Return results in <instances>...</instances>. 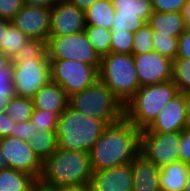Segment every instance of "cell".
Here are the masks:
<instances>
[{
    "label": "cell",
    "mask_w": 190,
    "mask_h": 191,
    "mask_svg": "<svg viewBox=\"0 0 190 191\" xmlns=\"http://www.w3.org/2000/svg\"><path fill=\"white\" fill-rule=\"evenodd\" d=\"M38 181L30 174L8 167L0 168V191H32Z\"/></svg>",
    "instance_id": "22"
},
{
    "label": "cell",
    "mask_w": 190,
    "mask_h": 191,
    "mask_svg": "<svg viewBox=\"0 0 190 191\" xmlns=\"http://www.w3.org/2000/svg\"><path fill=\"white\" fill-rule=\"evenodd\" d=\"M11 61L16 96L32 99L41 87L51 81L47 42L29 41Z\"/></svg>",
    "instance_id": "2"
},
{
    "label": "cell",
    "mask_w": 190,
    "mask_h": 191,
    "mask_svg": "<svg viewBox=\"0 0 190 191\" xmlns=\"http://www.w3.org/2000/svg\"><path fill=\"white\" fill-rule=\"evenodd\" d=\"M32 100L34 109L52 111L58 116L66 110L69 104V97L63 88L52 81L41 87Z\"/></svg>",
    "instance_id": "19"
},
{
    "label": "cell",
    "mask_w": 190,
    "mask_h": 191,
    "mask_svg": "<svg viewBox=\"0 0 190 191\" xmlns=\"http://www.w3.org/2000/svg\"><path fill=\"white\" fill-rule=\"evenodd\" d=\"M84 32L100 58L111 53V30L86 25Z\"/></svg>",
    "instance_id": "26"
},
{
    "label": "cell",
    "mask_w": 190,
    "mask_h": 191,
    "mask_svg": "<svg viewBox=\"0 0 190 191\" xmlns=\"http://www.w3.org/2000/svg\"><path fill=\"white\" fill-rule=\"evenodd\" d=\"M172 80L180 93L190 91V59L176 57L172 61Z\"/></svg>",
    "instance_id": "28"
},
{
    "label": "cell",
    "mask_w": 190,
    "mask_h": 191,
    "mask_svg": "<svg viewBox=\"0 0 190 191\" xmlns=\"http://www.w3.org/2000/svg\"><path fill=\"white\" fill-rule=\"evenodd\" d=\"M5 167L32 175L37 181L42 173V163L34 155L30 143L11 136L0 138Z\"/></svg>",
    "instance_id": "11"
},
{
    "label": "cell",
    "mask_w": 190,
    "mask_h": 191,
    "mask_svg": "<svg viewBox=\"0 0 190 191\" xmlns=\"http://www.w3.org/2000/svg\"><path fill=\"white\" fill-rule=\"evenodd\" d=\"M140 146L141 130L125 117L108 125L89 152L92 171L131 163L140 153Z\"/></svg>",
    "instance_id": "1"
},
{
    "label": "cell",
    "mask_w": 190,
    "mask_h": 191,
    "mask_svg": "<svg viewBox=\"0 0 190 191\" xmlns=\"http://www.w3.org/2000/svg\"><path fill=\"white\" fill-rule=\"evenodd\" d=\"M34 106L31 98L15 96L10 99L5 113L15 122L30 120Z\"/></svg>",
    "instance_id": "27"
},
{
    "label": "cell",
    "mask_w": 190,
    "mask_h": 191,
    "mask_svg": "<svg viewBox=\"0 0 190 191\" xmlns=\"http://www.w3.org/2000/svg\"><path fill=\"white\" fill-rule=\"evenodd\" d=\"M179 90L173 80L140 87L124 105V117L139 130L146 129Z\"/></svg>",
    "instance_id": "5"
},
{
    "label": "cell",
    "mask_w": 190,
    "mask_h": 191,
    "mask_svg": "<svg viewBox=\"0 0 190 191\" xmlns=\"http://www.w3.org/2000/svg\"><path fill=\"white\" fill-rule=\"evenodd\" d=\"M93 171L90 155L83 151L60 148L42 164L38 183L46 188L90 186Z\"/></svg>",
    "instance_id": "3"
},
{
    "label": "cell",
    "mask_w": 190,
    "mask_h": 191,
    "mask_svg": "<svg viewBox=\"0 0 190 191\" xmlns=\"http://www.w3.org/2000/svg\"><path fill=\"white\" fill-rule=\"evenodd\" d=\"M11 23L31 40L49 39L51 9L24 4Z\"/></svg>",
    "instance_id": "13"
},
{
    "label": "cell",
    "mask_w": 190,
    "mask_h": 191,
    "mask_svg": "<svg viewBox=\"0 0 190 191\" xmlns=\"http://www.w3.org/2000/svg\"><path fill=\"white\" fill-rule=\"evenodd\" d=\"M31 39L12 23L7 29H4L3 43L0 45V51L12 60L17 52L27 44Z\"/></svg>",
    "instance_id": "25"
},
{
    "label": "cell",
    "mask_w": 190,
    "mask_h": 191,
    "mask_svg": "<svg viewBox=\"0 0 190 191\" xmlns=\"http://www.w3.org/2000/svg\"><path fill=\"white\" fill-rule=\"evenodd\" d=\"M23 5V0H0V18L11 21Z\"/></svg>",
    "instance_id": "35"
},
{
    "label": "cell",
    "mask_w": 190,
    "mask_h": 191,
    "mask_svg": "<svg viewBox=\"0 0 190 191\" xmlns=\"http://www.w3.org/2000/svg\"><path fill=\"white\" fill-rule=\"evenodd\" d=\"M59 116L52 111L33 109L30 121L34 123L37 129L44 130H55Z\"/></svg>",
    "instance_id": "33"
},
{
    "label": "cell",
    "mask_w": 190,
    "mask_h": 191,
    "mask_svg": "<svg viewBox=\"0 0 190 191\" xmlns=\"http://www.w3.org/2000/svg\"><path fill=\"white\" fill-rule=\"evenodd\" d=\"M186 127V102L184 93H179L165 105L155 120L141 132H178Z\"/></svg>",
    "instance_id": "16"
},
{
    "label": "cell",
    "mask_w": 190,
    "mask_h": 191,
    "mask_svg": "<svg viewBox=\"0 0 190 191\" xmlns=\"http://www.w3.org/2000/svg\"><path fill=\"white\" fill-rule=\"evenodd\" d=\"M140 87L172 80V61L156 51L133 54Z\"/></svg>",
    "instance_id": "14"
},
{
    "label": "cell",
    "mask_w": 190,
    "mask_h": 191,
    "mask_svg": "<svg viewBox=\"0 0 190 191\" xmlns=\"http://www.w3.org/2000/svg\"><path fill=\"white\" fill-rule=\"evenodd\" d=\"M15 122L5 113L0 111V138L11 136Z\"/></svg>",
    "instance_id": "39"
},
{
    "label": "cell",
    "mask_w": 190,
    "mask_h": 191,
    "mask_svg": "<svg viewBox=\"0 0 190 191\" xmlns=\"http://www.w3.org/2000/svg\"><path fill=\"white\" fill-rule=\"evenodd\" d=\"M15 96L12 68H0V107L3 111L7 108L10 99Z\"/></svg>",
    "instance_id": "31"
},
{
    "label": "cell",
    "mask_w": 190,
    "mask_h": 191,
    "mask_svg": "<svg viewBox=\"0 0 190 191\" xmlns=\"http://www.w3.org/2000/svg\"><path fill=\"white\" fill-rule=\"evenodd\" d=\"M154 51L173 61L178 52V38L164 35H152Z\"/></svg>",
    "instance_id": "30"
},
{
    "label": "cell",
    "mask_w": 190,
    "mask_h": 191,
    "mask_svg": "<svg viewBox=\"0 0 190 191\" xmlns=\"http://www.w3.org/2000/svg\"><path fill=\"white\" fill-rule=\"evenodd\" d=\"M107 126L104 120L83 115L68 106L56 124L57 148L89 153Z\"/></svg>",
    "instance_id": "4"
},
{
    "label": "cell",
    "mask_w": 190,
    "mask_h": 191,
    "mask_svg": "<svg viewBox=\"0 0 190 191\" xmlns=\"http://www.w3.org/2000/svg\"><path fill=\"white\" fill-rule=\"evenodd\" d=\"M32 191H53L52 189L46 188L39 183L32 189Z\"/></svg>",
    "instance_id": "47"
},
{
    "label": "cell",
    "mask_w": 190,
    "mask_h": 191,
    "mask_svg": "<svg viewBox=\"0 0 190 191\" xmlns=\"http://www.w3.org/2000/svg\"><path fill=\"white\" fill-rule=\"evenodd\" d=\"M187 0H151L153 10L158 12H182Z\"/></svg>",
    "instance_id": "34"
},
{
    "label": "cell",
    "mask_w": 190,
    "mask_h": 191,
    "mask_svg": "<svg viewBox=\"0 0 190 191\" xmlns=\"http://www.w3.org/2000/svg\"><path fill=\"white\" fill-rule=\"evenodd\" d=\"M29 143L34 155L43 164L57 150L55 130L37 129L30 137Z\"/></svg>",
    "instance_id": "24"
},
{
    "label": "cell",
    "mask_w": 190,
    "mask_h": 191,
    "mask_svg": "<svg viewBox=\"0 0 190 191\" xmlns=\"http://www.w3.org/2000/svg\"><path fill=\"white\" fill-rule=\"evenodd\" d=\"M115 15L111 31L135 33L149 21L153 13L151 0H111Z\"/></svg>",
    "instance_id": "12"
},
{
    "label": "cell",
    "mask_w": 190,
    "mask_h": 191,
    "mask_svg": "<svg viewBox=\"0 0 190 191\" xmlns=\"http://www.w3.org/2000/svg\"><path fill=\"white\" fill-rule=\"evenodd\" d=\"M183 191H190V172L188 174L187 182Z\"/></svg>",
    "instance_id": "49"
},
{
    "label": "cell",
    "mask_w": 190,
    "mask_h": 191,
    "mask_svg": "<svg viewBox=\"0 0 190 191\" xmlns=\"http://www.w3.org/2000/svg\"><path fill=\"white\" fill-rule=\"evenodd\" d=\"M59 0H23L26 5H34L52 9Z\"/></svg>",
    "instance_id": "40"
},
{
    "label": "cell",
    "mask_w": 190,
    "mask_h": 191,
    "mask_svg": "<svg viewBox=\"0 0 190 191\" xmlns=\"http://www.w3.org/2000/svg\"><path fill=\"white\" fill-rule=\"evenodd\" d=\"M176 57L190 59V28H186L178 38V52Z\"/></svg>",
    "instance_id": "38"
},
{
    "label": "cell",
    "mask_w": 190,
    "mask_h": 191,
    "mask_svg": "<svg viewBox=\"0 0 190 191\" xmlns=\"http://www.w3.org/2000/svg\"><path fill=\"white\" fill-rule=\"evenodd\" d=\"M182 16H183L186 28H190V0L186 1V4L184 5L182 9Z\"/></svg>",
    "instance_id": "41"
},
{
    "label": "cell",
    "mask_w": 190,
    "mask_h": 191,
    "mask_svg": "<svg viewBox=\"0 0 190 191\" xmlns=\"http://www.w3.org/2000/svg\"><path fill=\"white\" fill-rule=\"evenodd\" d=\"M10 24V20L0 18V45L3 43L4 29H7Z\"/></svg>",
    "instance_id": "44"
},
{
    "label": "cell",
    "mask_w": 190,
    "mask_h": 191,
    "mask_svg": "<svg viewBox=\"0 0 190 191\" xmlns=\"http://www.w3.org/2000/svg\"><path fill=\"white\" fill-rule=\"evenodd\" d=\"M2 167H5V158H4V155L2 153L1 146H0V168H2Z\"/></svg>",
    "instance_id": "48"
},
{
    "label": "cell",
    "mask_w": 190,
    "mask_h": 191,
    "mask_svg": "<svg viewBox=\"0 0 190 191\" xmlns=\"http://www.w3.org/2000/svg\"><path fill=\"white\" fill-rule=\"evenodd\" d=\"M68 1L77 6L78 8H80L81 10L85 11L96 0H68Z\"/></svg>",
    "instance_id": "43"
},
{
    "label": "cell",
    "mask_w": 190,
    "mask_h": 191,
    "mask_svg": "<svg viewBox=\"0 0 190 191\" xmlns=\"http://www.w3.org/2000/svg\"><path fill=\"white\" fill-rule=\"evenodd\" d=\"M53 191H91L90 186H66V187H57L52 189Z\"/></svg>",
    "instance_id": "42"
},
{
    "label": "cell",
    "mask_w": 190,
    "mask_h": 191,
    "mask_svg": "<svg viewBox=\"0 0 190 191\" xmlns=\"http://www.w3.org/2000/svg\"><path fill=\"white\" fill-rule=\"evenodd\" d=\"M99 80L125 105L140 88L133 54L110 53L101 58Z\"/></svg>",
    "instance_id": "7"
},
{
    "label": "cell",
    "mask_w": 190,
    "mask_h": 191,
    "mask_svg": "<svg viewBox=\"0 0 190 191\" xmlns=\"http://www.w3.org/2000/svg\"><path fill=\"white\" fill-rule=\"evenodd\" d=\"M51 81L59 84L68 97L99 80L98 69L80 61L50 60Z\"/></svg>",
    "instance_id": "9"
},
{
    "label": "cell",
    "mask_w": 190,
    "mask_h": 191,
    "mask_svg": "<svg viewBox=\"0 0 190 191\" xmlns=\"http://www.w3.org/2000/svg\"><path fill=\"white\" fill-rule=\"evenodd\" d=\"M134 33L111 31V53L132 54Z\"/></svg>",
    "instance_id": "32"
},
{
    "label": "cell",
    "mask_w": 190,
    "mask_h": 191,
    "mask_svg": "<svg viewBox=\"0 0 190 191\" xmlns=\"http://www.w3.org/2000/svg\"><path fill=\"white\" fill-rule=\"evenodd\" d=\"M187 111V126L190 127V91L184 93Z\"/></svg>",
    "instance_id": "46"
},
{
    "label": "cell",
    "mask_w": 190,
    "mask_h": 191,
    "mask_svg": "<svg viewBox=\"0 0 190 191\" xmlns=\"http://www.w3.org/2000/svg\"><path fill=\"white\" fill-rule=\"evenodd\" d=\"M181 131L141 132L140 153L158 167L180 161Z\"/></svg>",
    "instance_id": "10"
},
{
    "label": "cell",
    "mask_w": 190,
    "mask_h": 191,
    "mask_svg": "<svg viewBox=\"0 0 190 191\" xmlns=\"http://www.w3.org/2000/svg\"><path fill=\"white\" fill-rule=\"evenodd\" d=\"M115 15L111 0H96L84 11L86 25L110 30Z\"/></svg>",
    "instance_id": "23"
},
{
    "label": "cell",
    "mask_w": 190,
    "mask_h": 191,
    "mask_svg": "<svg viewBox=\"0 0 190 191\" xmlns=\"http://www.w3.org/2000/svg\"><path fill=\"white\" fill-rule=\"evenodd\" d=\"M180 161L190 166V127H186L181 131L180 139Z\"/></svg>",
    "instance_id": "37"
},
{
    "label": "cell",
    "mask_w": 190,
    "mask_h": 191,
    "mask_svg": "<svg viewBox=\"0 0 190 191\" xmlns=\"http://www.w3.org/2000/svg\"><path fill=\"white\" fill-rule=\"evenodd\" d=\"M91 191H133L131 163L93 172Z\"/></svg>",
    "instance_id": "17"
},
{
    "label": "cell",
    "mask_w": 190,
    "mask_h": 191,
    "mask_svg": "<svg viewBox=\"0 0 190 191\" xmlns=\"http://www.w3.org/2000/svg\"><path fill=\"white\" fill-rule=\"evenodd\" d=\"M190 166L182 161L160 168L161 191H183L187 182Z\"/></svg>",
    "instance_id": "21"
},
{
    "label": "cell",
    "mask_w": 190,
    "mask_h": 191,
    "mask_svg": "<svg viewBox=\"0 0 190 191\" xmlns=\"http://www.w3.org/2000/svg\"><path fill=\"white\" fill-rule=\"evenodd\" d=\"M36 130L37 127L30 120L18 122L15 123L13 131H11V137L29 142L30 137Z\"/></svg>",
    "instance_id": "36"
},
{
    "label": "cell",
    "mask_w": 190,
    "mask_h": 191,
    "mask_svg": "<svg viewBox=\"0 0 190 191\" xmlns=\"http://www.w3.org/2000/svg\"><path fill=\"white\" fill-rule=\"evenodd\" d=\"M85 27L84 11L68 0H59L51 9L49 37L76 34Z\"/></svg>",
    "instance_id": "15"
},
{
    "label": "cell",
    "mask_w": 190,
    "mask_h": 191,
    "mask_svg": "<svg viewBox=\"0 0 190 191\" xmlns=\"http://www.w3.org/2000/svg\"><path fill=\"white\" fill-rule=\"evenodd\" d=\"M133 191H161L160 167L139 153L131 162Z\"/></svg>",
    "instance_id": "18"
},
{
    "label": "cell",
    "mask_w": 190,
    "mask_h": 191,
    "mask_svg": "<svg viewBox=\"0 0 190 191\" xmlns=\"http://www.w3.org/2000/svg\"><path fill=\"white\" fill-rule=\"evenodd\" d=\"M147 24L153 35H164L179 38L186 26L182 12H158L153 10Z\"/></svg>",
    "instance_id": "20"
},
{
    "label": "cell",
    "mask_w": 190,
    "mask_h": 191,
    "mask_svg": "<svg viewBox=\"0 0 190 191\" xmlns=\"http://www.w3.org/2000/svg\"><path fill=\"white\" fill-rule=\"evenodd\" d=\"M152 35L153 31L147 23L138 29L133 35L132 54H143L154 51Z\"/></svg>",
    "instance_id": "29"
},
{
    "label": "cell",
    "mask_w": 190,
    "mask_h": 191,
    "mask_svg": "<svg viewBox=\"0 0 190 191\" xmlns=\"http://www.w3.org/2000/svg\"><path fill=\"white\" fill-rule=\"evenodd\" d=\"M0 68H12V61L0 51Z\"/></svg>",
    "instance_id": "45"
},
{
    "label": "cell",
    "mask_w": 190,
    "mask_h": 191,
    "mask_svg": "<svg viewBox=\"0 0 190 191\" xmlns=\"http://www.w3.org/2000/svg\"><path fill=\"white\" fill-rule=\"evenodd\" d=\"M68 106L89 117L104 120L108 125L124 118V105L100 80L69 97Z\"/></svg>",
    "instance_id": "6"
},
{
    "label": "cell",
    "mask_w": 190,
    "mask_h": 191,
    "mask_svg": "<svg viewBox=\"0 0 190 191\" xmlns=\"http://www.w3.org/2000/svg\"><path fill=\"white\" fill-rule=\"evenodd\" d=\"M49 60L80 61L98 70L101 58L94 50L84 31L65 36L49 37L47 41Z\"/></svg>",
    "instance_id": "8"
}]
</instances>
